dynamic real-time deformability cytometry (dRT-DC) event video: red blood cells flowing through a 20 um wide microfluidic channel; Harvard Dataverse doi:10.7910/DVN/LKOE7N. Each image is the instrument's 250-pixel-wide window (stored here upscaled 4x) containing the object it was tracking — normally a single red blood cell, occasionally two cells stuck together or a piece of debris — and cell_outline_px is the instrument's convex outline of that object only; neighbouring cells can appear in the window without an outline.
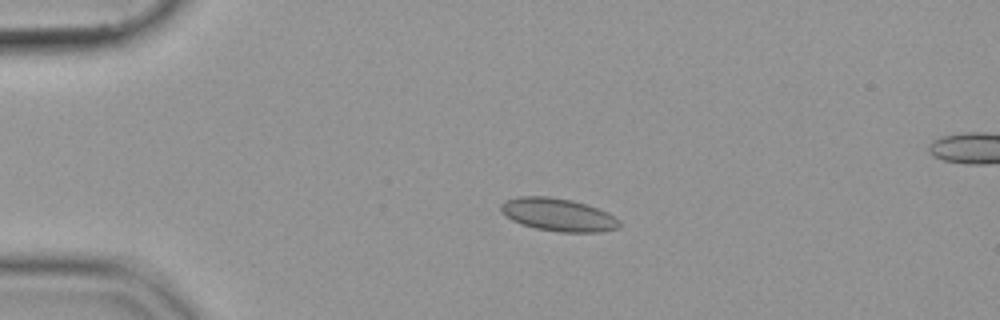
{"species": "common noctule bat (a hibernating species)", "species_latin": "Nyctalus noctula", "temperature_condition": "cold", "stored_images_in_passage": 54, "camera_frame_rate_fps": 3000, "um_per_image_px": 0.085, "animal": {"sex": "female", "body_mass_g": 19.9}, "frame": {"image": 1, "passage_image": 12, "time_ms": 3.667, "image_size_px": [1000, 320], "cell_outline_px": [[620, 228], [600, 232], [560, 232], [536, 228], [520, 224], [512, 220], [500, 208], [500, 204], [508, 200], [520, 196], [548, 196], [572, 200], [596, 208], [620, 220]], "centroid_in_image_um": [47.45, 18.26], "position_along_channel_um": 37.6, "area_um2": 22.37}}
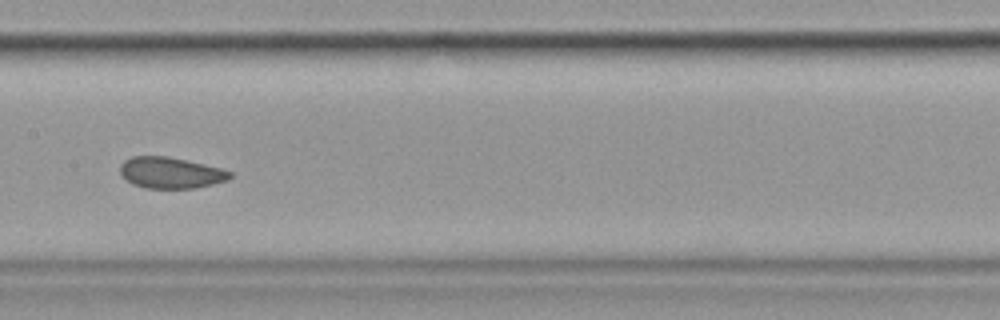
{"frame": {"image": 2, "passage_image": 28, "time_ms": 9.0, "image_size_px": [1000, 320], "cell_outline_px": [[232, 176], [228, 180], [196, 188], [148, 188], [132, 184], [120, 172], [120, 164], [124, 160], [132, 156], [168, 156], [204, 164], [220, 168], [232, 172]], "centroid_in_image_um": [14.51, 14.68], "position_along_channel_um": 192.9, "area_um2": 19.88}}
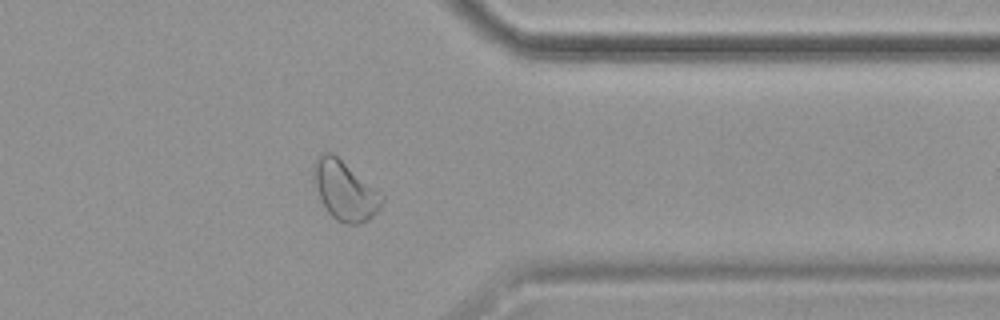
{"frame": {"image": 3, "passage_image": 44, "time_ms": 14.333, "image_size_px": [1000, 320], "cell_outline_px": [[384, 200], [380, 208], [368, 220], [360, 224], [344, 224], [336, 220], [328, 212], [320, 196], [312, 176], [312, 164], [324, 152], [332, 152], [384, 196]], "centroid_in_image_um": [29.31, 16.21], "position_along_channel_um": 382.1, "area_um2": 23.18}}